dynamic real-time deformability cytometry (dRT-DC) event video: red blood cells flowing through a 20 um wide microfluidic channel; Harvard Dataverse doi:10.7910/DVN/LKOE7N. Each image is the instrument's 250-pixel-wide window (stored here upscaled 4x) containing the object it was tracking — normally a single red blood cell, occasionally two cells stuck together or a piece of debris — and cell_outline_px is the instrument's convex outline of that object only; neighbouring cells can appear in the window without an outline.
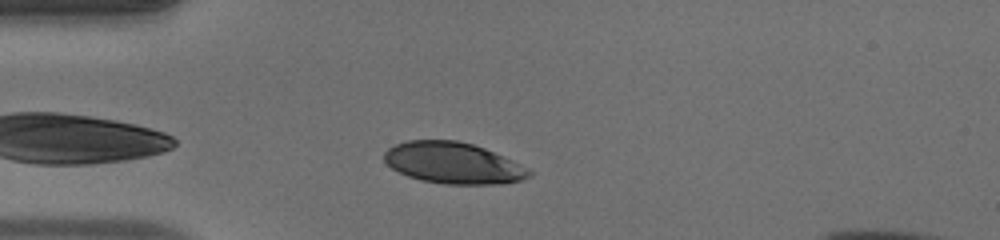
{"species": "human", "species_latin": "Homo sapiens", "temperature_condition": "warm", "stored_images_in_passage": 28, "camera_frame_rate_fps": 3000, "um_per_image_px": 0.085, "donor": {"sex": "male"}, "frame": {"image": 1, "passage_image": 1, "time_ms": 0.0, "image_size_px": [1000, 240], "cell_outline_px": [[532, 172], [528, 176], [520, 180], [484, 184], [448, 184], [424, 180], [408, 176], [392, 168], [384, 160], [384, 152], [388, 148], [396, 144], [408, 140], [456, 140], [472, 144], [484, 148]], "centroid_in_image_um": [38.41, 13.84], "position_along_channel_um": 46.6, "area_um2": 33.81}}
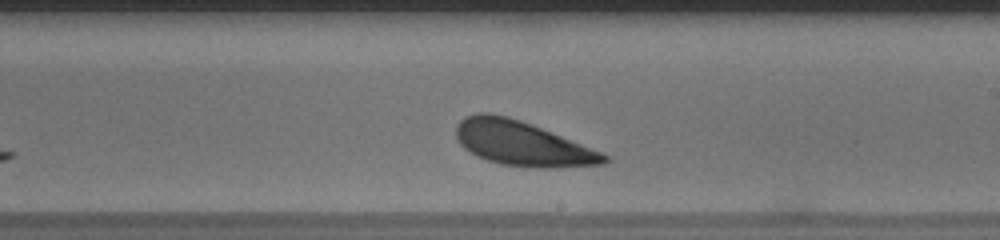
{"frame": {"image": 2, "passage_image": 17, "time_ms": 5.333, "image_size_px": [1000, 240], "cell_outline_px": [[612, 160], [604, 164], [556, 168], [528, 168], [500, 164], [488, 160], [464, 148], [460, 144], [456, 136], [456, 128], [460, 120], [468, 116], [480, 112], [484, 112], [504, 116], [540, 128], [600, 152], [608, 156]], "centroid_in_image_um": [44.38, 12.23], "position_along_channel_um": 244.6, "area_um2": 37.63}}
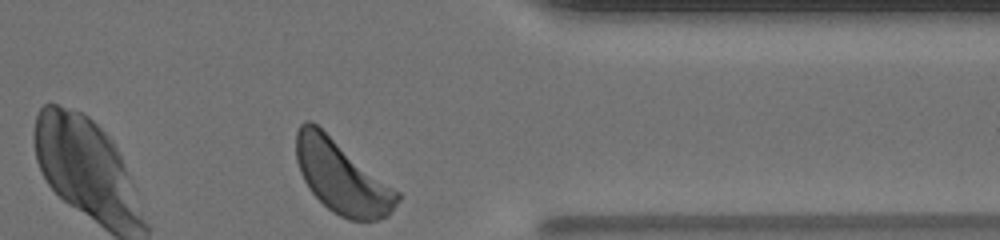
{"frame": {"image": 3, "passage_image": 28, "time_ms": 9.0, "image_size_px": [1000, 240], "cell_outline_px": [[400, 200], [388, 216], [376, 220], [348, 220], [332, 212], [312, 192], [304, 180], [300, 172], [296, 160], [296, 132], [300, 124], [308, 120], [312, 120], [400, 192]], "centroid_in_image_um": [29.06, 15.04], "position_along_channel_um": 382.3, "area_um2": 42.83}, "authors_computed_cell_mechanics": {"area_um2": 36.8186, "velocity_mm_per_s": 4.047, "shape_relaxation_time_tau1_ms": 0.8203, "shape_relaxation_time_tau2_ms": null, "deformation_change_tau1": 0.0692, "deformation_change_tau2": null}}